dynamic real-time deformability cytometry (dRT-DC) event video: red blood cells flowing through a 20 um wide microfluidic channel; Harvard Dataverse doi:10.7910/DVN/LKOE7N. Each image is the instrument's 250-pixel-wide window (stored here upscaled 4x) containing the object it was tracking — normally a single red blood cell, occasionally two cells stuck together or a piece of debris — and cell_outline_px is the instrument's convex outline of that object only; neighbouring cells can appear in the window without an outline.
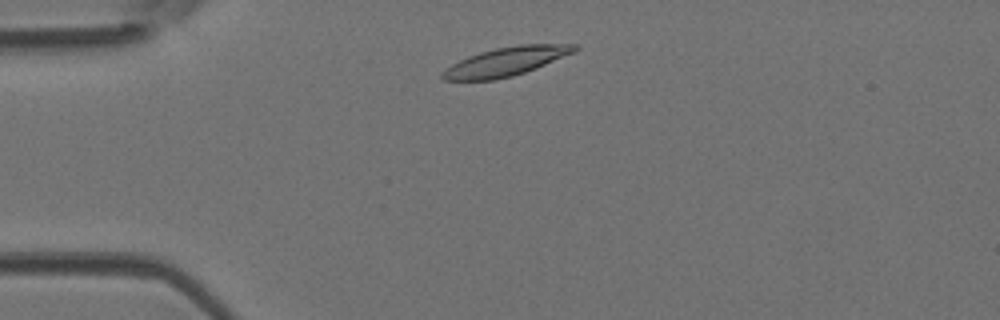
{"species": "Egyptian fruit bat (a non-hibernating species)", "species_latin": "Rousettus aegyptiacus", "temperature_condition": "room temperature", "stored_images_in_passage": 39, "camera_frame_rate_fps": 3000, "um_per_image_px": 0.085, "animal": {"sex": "female"}, "frame": {"image": 1, "passage_image": 2, "time_ms": 0.333, "image_size_px": [1000, 320], "cell_outline_px": [[580, 48], [576, 52], [524, 72], [512, 76], [496, 80], [444, 80], [440, 76], [440, 72], [452, 64], [468, 56], [480, 52], [496, 48], [520, 44], [580, 44]], "centroid_in_image_um": [43.02, 5.22], "position_along_channel_um": 42.0, "area_um2": 22.14}}
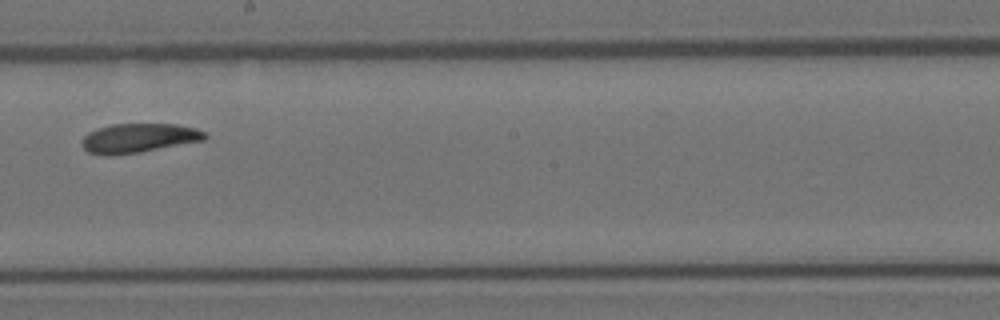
{"frame": {"image": 2, "passage_image": 18, "time_ms": 5.667, "image_size_px": [1000, 320], "cell_outline_px": [[208, 136], [204, 140], [140, 152], [112, 156], [104, 156], [88, 152], [80, 144], [80, 140], [88, 132], [112, 124], [176, 124], [196, 128], [204, 132]], "centroid_in_image_um": [11.75, 11.74], "position_along_channel_um": 236.5, "area_um2": 21.04}}
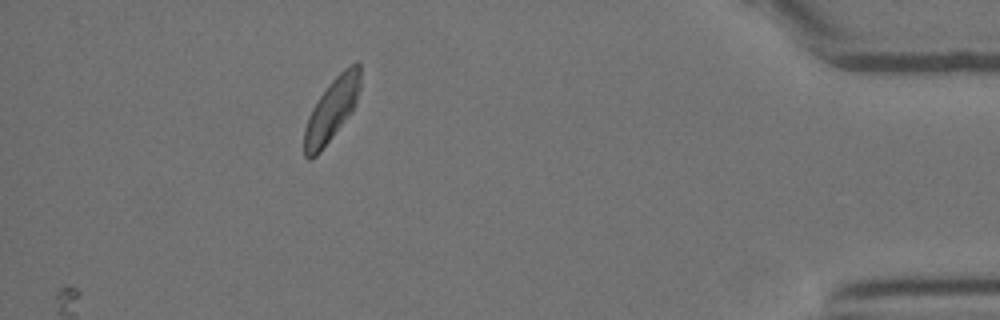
{"frame": {"image": 3, "passage_image": 34, "time_ms": 11.0, "image_size_px": [1000, 320], "cell_outline_px": [[360, 88], [356, 104], [320, 152], [316, 156], [308, 160], [304, 156], [304, 128], [308, 116], [312, 108], [320, 96], [332, 80], [344, 68], [356, 60], [360, 60]], "centroid_in_image_um": [28.19, 9.29], "position_along_channel_um": 407.0, "area_um2": 20.23}, "authors_computed_cell_mechanics": {"area_um2": 21.0392, "velocity_mm_per_s": 4.1487, "shape_relaxation_time_tau1_ms": 4.2169, "shape_relaxation_time_tau2_ms": 2.9635, "deformation_change_tau1": 0.1183, "deformation_change_tau2": 0.0786}}